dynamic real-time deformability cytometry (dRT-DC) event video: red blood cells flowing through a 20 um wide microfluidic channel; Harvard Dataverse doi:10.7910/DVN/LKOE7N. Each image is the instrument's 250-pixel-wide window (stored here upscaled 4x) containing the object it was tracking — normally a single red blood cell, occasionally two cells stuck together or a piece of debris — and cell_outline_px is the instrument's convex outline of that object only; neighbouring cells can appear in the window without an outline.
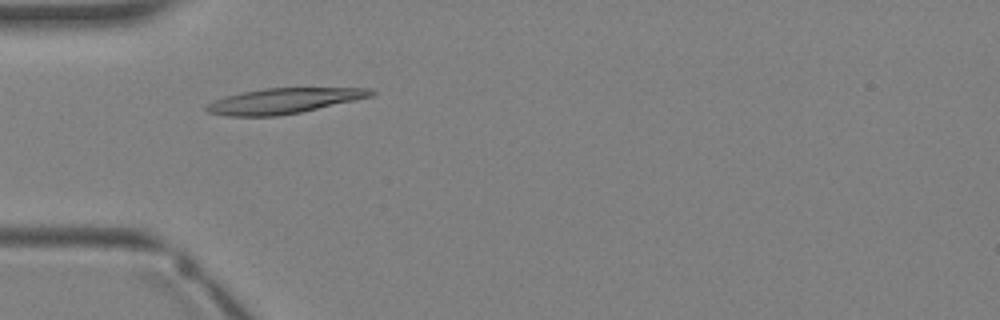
{"species": "Egyptian fruit bat (a non-hibernating species)", "species_latin": "Rousettus aegyptiacus", "temperature_condition": "warm", "stored_images_in_passage": 3, "camera_frame_rate_fps": 3000, "um_per_image_px": 0.085, "animal": {"sex": "female"}, "frame": {"image": 1, "passage_image": 3, "time_ms": 2.333, "image_size_px": [1000, 320], "cell_outline_px": [[376, 92], [372, 96], [300, 112], [276, 116], [228, 116], [208, 112], [204, 108], [208, 104], [216, 100], [228, 96], [244, 92], [264, 88], [372, 88]], "centroid_in_image_um": [24.14, 8.57], "position_along_channel_um": 60.9, "area_um2": 23.87}}